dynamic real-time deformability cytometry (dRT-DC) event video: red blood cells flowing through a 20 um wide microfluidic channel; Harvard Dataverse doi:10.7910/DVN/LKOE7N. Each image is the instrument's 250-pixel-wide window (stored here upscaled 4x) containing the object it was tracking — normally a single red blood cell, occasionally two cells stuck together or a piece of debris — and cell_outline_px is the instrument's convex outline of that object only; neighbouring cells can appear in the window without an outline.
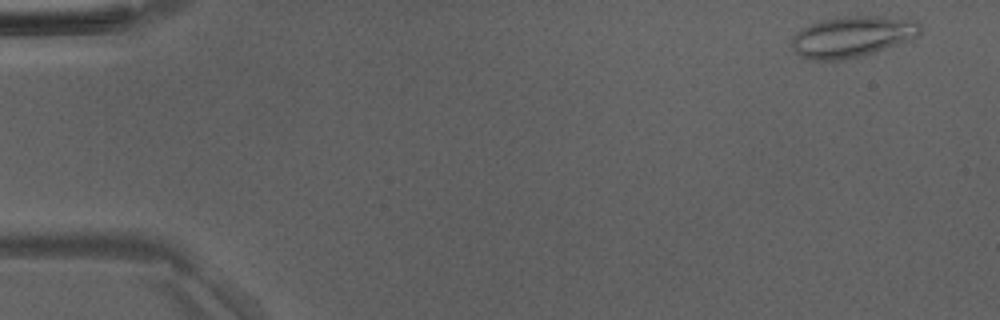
{"species": "Egyptian fruit bat (a non-hibernating species)", "species_latin": "Rousettus aegyptiacus", "temperature_condition": "room temperature", "stored_images_in_passage": 4, "camera_frame_rate_fps": 3000, "um_per_image_px": 0.085, "animal": {"sex": "male"}, "frame": {"image": 1, "passage_image": 1, "time_ms": 0.0, "image_size_px": [1000, 320], "cell_outline_px": [[920, 32], [916, 36], [908, 40], [872, 52], [840, 60], [812, 60], [800, 56], [792, 48], [792, 36], [800, 28], [820, 20], [844, 16], [876, 16], [916, 20], [920, 24]], "centroid_in_image_um": [72.38, 3.1], "position_along_channel_um": 12.6, "area_um2": 30.29}}